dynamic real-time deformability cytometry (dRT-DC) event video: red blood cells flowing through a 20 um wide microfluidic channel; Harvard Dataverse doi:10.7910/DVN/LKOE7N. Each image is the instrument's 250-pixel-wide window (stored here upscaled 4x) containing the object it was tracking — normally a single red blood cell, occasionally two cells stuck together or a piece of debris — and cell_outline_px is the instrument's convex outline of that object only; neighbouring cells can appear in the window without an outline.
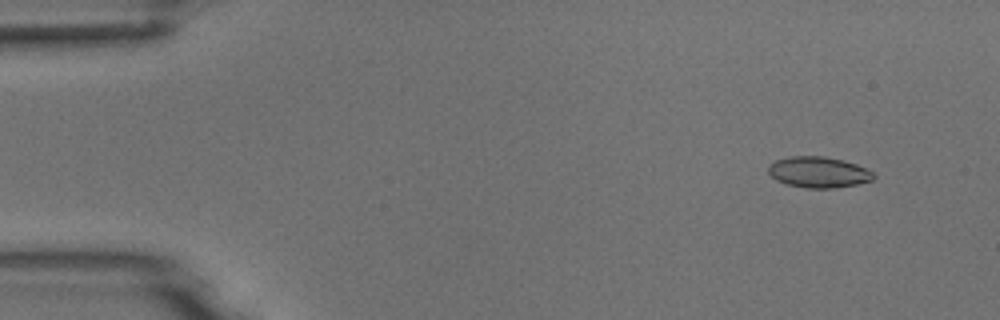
{"species": "common noctule bat (a hibernating species)", "species_latin": "Nyctalus noctula", "temperature_condition": "room temperature", "stored_images_in_passage": 5, "camera_frame_rate_fps": 3000, "um_per_image_px": 0.085, "animal": {"sex": "male", "body_mass_g": 18.8}, "frame": {"image": 1, "passage_image": 2, "time_ms": 0.333, "image_size_px": [1000, 320], "cell_outline_px": [[876, 176], [872, 180], [856, 184], [832, 188], [808, 188], [788, 184], [776, 180], [768, 172], [768, 164], [776, 160], [792, 156], [824, 156], [844, 160], [856, 164], [872, 172]], "centroid_in_image_um": [69.56, 14.62], "position_along_channel_um": 15.4, "area_um2": 18.84}}
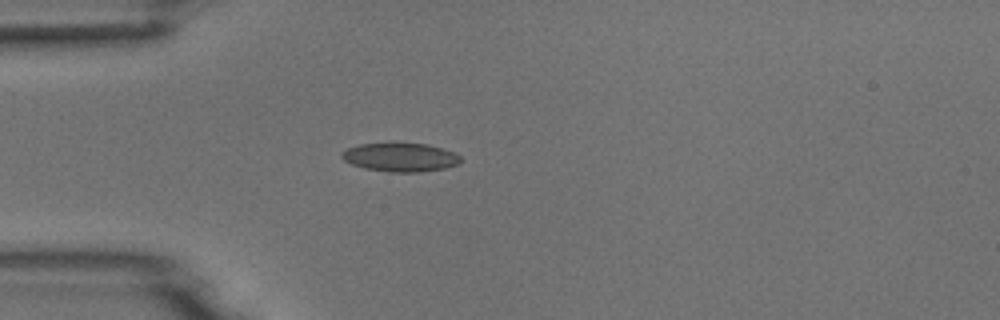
{"frame": {"image": 2, "passage_image": 5, "time_ms": 1.333, "image_size_px": [1000, 320], "cell_outline_px": [[460, 164], [444, 168], [420, 172], [388, 172], [364, 168], [352, 164], [344, 160], [340, 156], [340, 152], [348, 148], [360, 144], [392, 140], [428, 144], [452, 152], [460, 156]], "centroid_in_image_um": [33.98, 13.32], "position_along_channel_um": 51.0, "area_um2": 20.58}}